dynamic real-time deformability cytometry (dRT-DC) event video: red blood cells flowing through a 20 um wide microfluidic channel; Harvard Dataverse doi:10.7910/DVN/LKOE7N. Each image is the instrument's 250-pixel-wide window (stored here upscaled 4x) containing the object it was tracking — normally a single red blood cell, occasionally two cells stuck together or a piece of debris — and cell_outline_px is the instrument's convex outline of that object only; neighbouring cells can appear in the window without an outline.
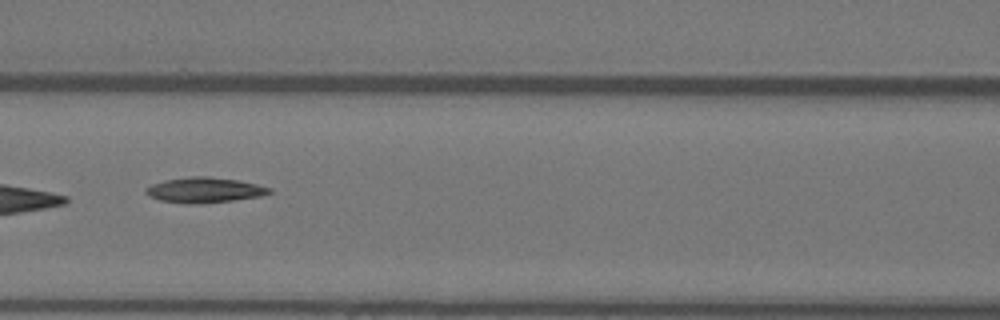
{"species": "Egyptian fruit bat (a non-hibernating species)", "species_latin": "Rousettus aegyptiacus", "temperature_condition": "warm", "stored_images_in_passage": 9, "camera_frame_rate_fps": 3000, "um_per_image_px": 0.085, "animal": {"sex": "female"}, "frame": {"image": 1, "passage_image": 7, "time_ms": 2.0, "image_size_px": [1000, 320], "cell_outline_px": [[272, 192], [260, 196], [232, 200], [160, 200], [148, 196], [144, 192], [144, 188], [152, 184], [164, 180], [192, 176], [208, 176], [236, 180], [256, 184], [272, 188]], "centroid_in_image_um": [17.39, 16.08], "position_along_channel_um": 149.2, "area_um2": 16.99}}
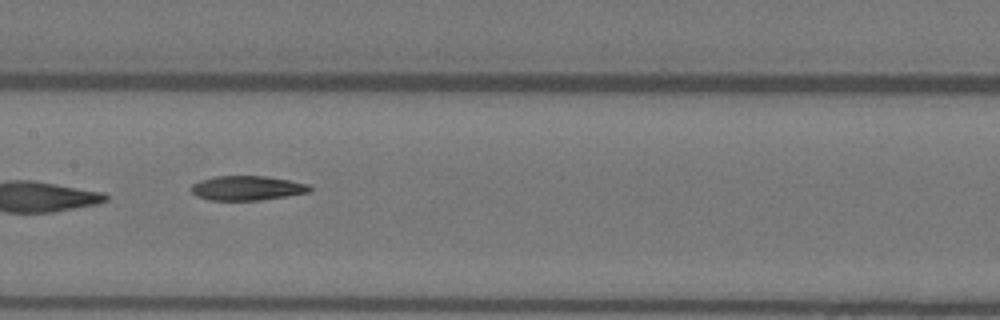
{"frame": {"image": 2, "passage_image": 8, "time_ms": 2.333, "image_size_px": [1000, 320], "cell_outline_px": [[312, 192], [260, 200], [208, 200], [196, 196], [188, 188], [192, 184], [200, 180], [212, 176], [268, 176], [308, 184], [312, 188]], "centroid_in_image_um": [20.97, 15.98], "position_along_channel_um": 186.4, "area_um2": 17.11}}
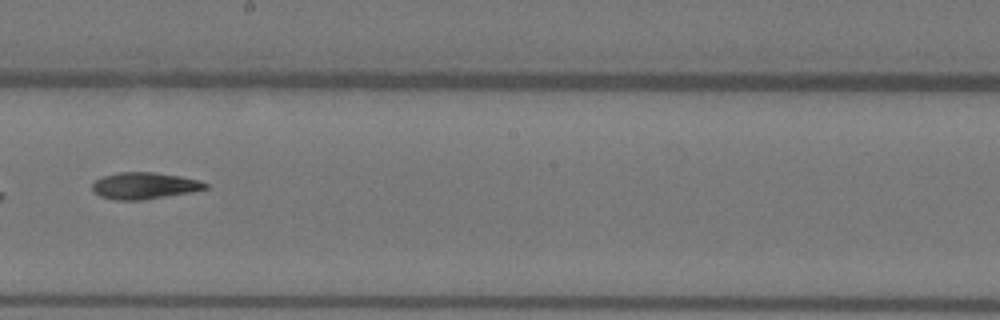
{"frame": {"image": 3, "passage_image": 9, "time_ms": 2.667, "image_size_px": [1000, 320], "cell_outline_px": [[208, 188], [192, 192], [140, 200], [116, 200], [100, 196], [92, 188], [92, 184], [96, 180], [104, 176], [120, 172], [156, 172], [180, 176], [200, 180], [208, 184]], "centroid_in_image_um": [12.3, 15.78], "position_along_channel_um": 235.9, "area_um2": 17.46}}